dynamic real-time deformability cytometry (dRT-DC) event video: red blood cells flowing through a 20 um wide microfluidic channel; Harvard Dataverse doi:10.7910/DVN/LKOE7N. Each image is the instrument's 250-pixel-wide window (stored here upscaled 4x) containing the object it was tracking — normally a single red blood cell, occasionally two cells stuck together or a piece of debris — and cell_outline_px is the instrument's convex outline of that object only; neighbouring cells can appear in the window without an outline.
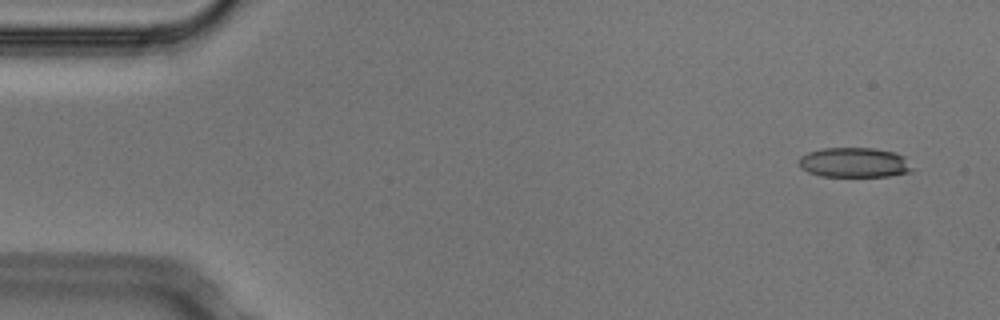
{"species": "Egyptian fruit bat (a non-hibernating species)", "species_latin": "Rousettus aegyptiacus", "temperature_condition": "cold", "stored_images_in_passage": 2, "camera_frame_rate_fps": 3000, "um_per_image_px": 0.085, "animal": {"sex": "male"}, "frame": {"image": 1, "passage_image": 1, "time_ms": 0.0, "image_size_px": [1000, 320], "cell_outline_px": [[912, 172], [888, 176], [820, 176], [808, 172], [800, 168], [796, 164], [796, 160], [800, 156], [808, 152], [824, 148], [872, 148], [896, 152], [904, 156], [912, 168]], "centroid_in_image_um": [72.57, 13.81], "position_along_channel_um": 12.4, "area_um2": 19.94}}